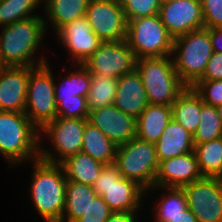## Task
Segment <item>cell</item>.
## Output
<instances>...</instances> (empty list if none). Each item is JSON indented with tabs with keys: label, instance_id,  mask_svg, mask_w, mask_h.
<instances>
[{
	"label": "cell",
	"instance_id": "6da1fadb",
	"mask_svg": "<svg viewBox=\"0 0 222 222\" xmlns=\"http://www.w3.org/2000/svg\"><path fill=\"white\" fill-rule=\"evenodd\" d=\"M46 22L42 16H37L2 27L0 33L2 66L37 67L47 63L45 57L38 61L34 56L45 35L48 26Z\"/></svg>",
	"mask_w": 222,
	"mask_h": 222
},
{
	"label": "cell",
	"instance_id": "7a4b0ae2",
	"mask_svg": "<svg viewBox=\"0 0 222 222\" xmlns=\"http://www.w3.org/2000/svg\"><path fill=\"white\" fill-rule=\"evenodd\" d=\"M33 178L30 182L32 201L38 214L46 222H60L65 206L66 181L60 164L40 158L33 161Z\"/></svg>",
	"mask_w": 222,
	"mask_h": 222
},
{
	"label": "cell",
	"instance_id": "3957f363",
	"mask_svg": "<svg viewBox=\"0 0 222 222\" xmlns=\"http://www.w3.org/2000/svg\"><path fill=\"white\" fill-rule=\"evenodd\" d=\"M41 135L25 113L0 111V153L11 166L39 158Z\"/></svg>",
	"mask_w": 222,
	"mask_h": 222
},
{
	"label": "cell",
	"instance_id": "277c9868",
	"mask_svg": "<svg viewBox=\"0 0 222 222\" xmlns=\"http://www.w3.org/2000/svg\"><path fill=\"white\" fill-rule=\"evenodd\" d=\"M212 54L209 28L193 30L173 40L174 68L186 86L192 87L203 76Z\"/></svg>",
	"mask_w": 222,
	"mask_h": 222
},
{
	"label": "cell",
	"instance_id": "5b68a950",
	"mask_svg": "<svg viewBox=\"0 0 222 222\" xmlns=\"http://www.w3.org/2000/svg\"><path fill=\"white\" fill-rule=\"evenodd\" d=\"M135 69L141 76L149 104L171 106L187 87L170 56L137 59Z\"/></svg>",
	"mask_w": 222,
	"mask_h": 222
},
{
	"label": "cell",
	"instance_id": "8992f818",
	"mask_svg": "<svg viewBox=\"0 0 222 222\" xmlns=\"http://www.w3.org/2000/svg\"><path fill=\"white\" fill-rule=\"evenodd\" d=\"M114 165L122 177L135 181L146 191L153 189L159 167L155 143L135 137L117 146Z\"/></svg>",
	"mask_w": 222,
	"mask_h": 222
},
{
	"label": "cell",
	"instance_id": "52a82bcc",
	"mask_svg": "<svg viewBox=\"0 0 222 222\" xmlns=\"http://www.w3.org/2000/svg\"><path fill=\"white\" fill-rule=\"evenodd\" d=\"M173 40L159 14L127 21L125 41L136 59L171 56Z\"/></svg>",
	"mask_w": 222,
	"mask_h": 222
},
{
	"label": "cell",
	"instance_id": "ba28073f",
	"mask_svg": "<svg viewBox=\"0 0 222 222\" xmlns=\"http://www.w3.org/2000/svg\"><path fill=\"white\" fill-rule=\"evenodd\" d=\"M92 187L113 212H138L146 193L138 183L122 177L114 164L104 165Z\"/></svg>",
	"mask_w": 222,
	"mask_h": 222
},
{
	"label": "cell",
	"instance_id": "9c48e42d",
	"mask_svg": "<svg viewBox=\"0 0 222 222\" xmlns=\"http://www.w3.org/2000/svg\"><path fill=\"white\" fill-rule=\"evenodd\" d=\"M24 113L38 130L57 118L55 79L48 63L35 67L29 75Z\"/></svg>",
	"mask_w": 222,
	"mask_h": 222
},
{
	"label": "cell",
	"instance_id": "30bf717a",
	"mask_svg": "<svg viewBox=\"0 0 222 222\" xmlns=\"http://www.w3.org/2000/svg\"><path fill=\"white\" fill-rule=\"evenodd\" d=\"M87 121L88 119L57 117L46 123L39 132L45 133L50 138L59 157L57 159L54 152L50 153L49 149H42L43 145L39 143V158L46 162L60 164L68 157L81 152L83 131Z\"/></svg>",
	"mask_w": 222,
	"mask_h": 222
},
{
	"label": "cell",
	"instance_id": "8fae6325",
	"mask_svg": "<svg viewBox=\"0 0 222 222\" xmlns=\"http://www.w3.org/2000/svg\"><path fill=\"white\" fill-rule=\"evenodd\" d=\"M182 189L198 222H222V178L203 177Z\"/></svg>",
	"mask_w": 222,
	"mask_h": 222
},
{
	"label": "cell",
	"instance_id": "7c38bea8",
	"mask_svg": "<svg viewBox=\"0 0 222 222\" xmlns=\"http://www.w3.org/2000/svg\"><path fill=\"white\" fill-rule=\"evenodd\" d=\"M85 17L103 42L125 40L127 21L121 0H89Z\"/></svg>",
	"mask_w": 222,
	"mask_h": 222
},
{
	"label": "cell",
	"instance_id": "4fadbf2b",
	"mask_svg": "<svg viewBox=\"0 0 222 222\" xmlns=\"http://www.w3.org/2000/svg\"><path fill=\"white\" fill-rule=\"evenodd\" d=\"M136 57L125 40L103 42L82 64L91 74L119 78L135 69Z\"/></svg>",
	"mask_w": 222,
	"mask_h": 222
},
{
	"label": "cell",
	"instance_id": "5bb4252c",
	"mask_svg": "<svg viewBox=\"0 0 222 222\" xmlns=\"http://www.w3.org/2000/svg\"><path fill=\"white\" fill-rule=\"evenodd\" d=\"M159 16L173 39L204 27L200 0H176L161 3Z\"/></svg>",
	"mask_w": 222,
	"mask_h": 222
},
{
	"label": "cell",
	"instance_id": "9a60e30c",
	"mask_svg": "<svg viewBox=\"0 0 222 222\" xmlns=\"http://www.w3.org/2000/svg\"><path fill=\"white\" fill-rule=\"evenodd\" d=\"M202 178L196 154L194 151H191L161 161L153 188H183Z\"/></svg>",
	"mask_w": 222,
	"mask_h": 222
},
{
	"label": "cell",
	"instance_id": "2e32d148",
	"mask_svg": "<svg viewBox=\"0 0 222 222\" xmlns=\"http://www.w3.org/2000/svg\"><path fill=\"white\" fill-rule=\"evenodd\" d=\"M63 46L69 49L75 64H83L103 43L91 30L86 17L76 18L56 32Z\"/></svg>",
	"mask_w": 222,
	"mask_h": 222
},
{
	"label": "cell",
	"instance_id": "e0dca14e",
	"mask_svg": "<svg viewBox=\"0 0 222 222\" xmlns=\"http://www.w3.org/2000/svg\"><path fill=\"white\" fill-rule=\"evenodd\" d=\"M35 67H0V111L25 112L29 75Z\"/></svg>",
	"mask_w": 222,
	"mask_h": 222
},
{
	"label": "cell",
	"instance_id": "ac0fdd59",
	"mask_svg": "<svg viewBox=\"0 0 222 222\" xmlns=\"http://www.w3.org/2000/svg\"><path fill=\"white\" fill-rule=\"evenodd\" d=\"M88 122L99 128L116 146L136 137V119L114 104L89 112Z\"/></svg>",
	"mask_w": 222,
	"mask_h": 222
},
{
	"label": "cell",
	"instance_id": "d6986e66",
	"mask_svg": "<svg viewBox=\"0 0 222 222\" xmlns=\"http://www.w3.org/2000/svg\"><path fill=\"white\" fill-rule=\"evenodd\" d=\"M148 104L141 76L136 69L118 78L114 99L118 109L137 119Z\"/></svg>",
	"mask_w": 222,
	"mask_h": 222
},
{
	"label": "cell",
	"instance_id": "ffe728a7",
	"mask_svg": "<svg viewBox=\"0 0 222 222\" xmlns=\"http://www.w3.org/2000/svg\"><path fill=\"white\" fill-rule=\"evenodd\" d=\"M155 146L157 160L160 163L194 151L195 145L193 135L172 118Z\"/></svg>",
	"mask_w": 222,
	"mask_h": 222
},
{
	"label": "cell",
	"instance_id": "44dd1931",
	"mask_svg": "<svg viewBox=\"0 0 222 222\" xmlns=\"http://www.w3.org/2000/svg\"><path fill=\"white\" fill-rule=\"evenodd\" d=\"M172 118L171 106L148 104L136 119V137L143 141L156 143Z\"/></svg>",
	"mask_w": 222,
	"mask_h": 222
},
{
	"label": "cell",
	"instance_id": "7402d4cb",
	"mask_svg": "<svg viewBox=\"0 0 222 222\" xmlns=\"http://www.w3.org/2000/svg\"><path fill=\"white\" fill-rule=\"evenodd\" d=\"M172 116L184 129L192 135L197 131L200 124L202 99L200 95L187 86L171 105Z\"/></svg>",
	"mask_w": 222,
	"mask_h": 222
},
{
	"label": "cell",
	"instance_id": "603a6c76",
	"mask_svg": "<svg viewBox=\"0 0 222 222\" xmlns=\"http://www.w3.org/2000/svg\"><path fill=\"white\" fill-rule=\"evenodd\" d=\"M65 178L69 181L93 185L98 178L104 164L90 155L81 152L76 153L60 163Z\"/></svg>",
	"mask_w": 222,
	"mask_h": 222
},
{
	"label": "cell",
	"instance_id": "cb8c5ba5",
	"mask_svg": "<svg viewBox=\"0 0 222 222\" xmlns=\"http://www.w3.org/2000/svg\"><path fill=\"white\" fill-rule=\"evenodd\" d=\"M96 195L91 185L67 180L65 206L60 222H75L85 213Z\"/></svg>",
	"mask_w": 222,
	"mask_h": 222
},
{
	"label": "cell",
	"instance_id": "d4e9b609",
	"mask_svg": "<svg viewBox=\"0 0 222 222\" xmlns=\"http://www.w3.org/2000/svg\"><path fill=\"white\" fill-rule=\"evenodd\" d=\"M81 151L104 165H111L115 161L117 146L99 128L87 121L83 131Z\"/></svg>",
	"mask_w": 222,
	"mask_h": 222
},
{
	"label": "cell",
	"instance_id": "484cf974",
	"mask_svg": "<svg viewBox=\"0 0 222 222\" xmlns=\"http://www.w3.org/2000/svg\"><path fill=\"white\" fill-rule=\"evenodd\" d=\"M45 14L56 32L65 24L85 16L89 0H44Z\"/></svg>",
	"mask_w": 222,
	"mask_h": 222
},
{
	"label": "cell",
	"instance_id": "4316f807",
	"mask_svg": "<svg viewBox=\"0 0 222 222\" xmlns=\"http://www.w3.org/2000/svg\"><path fill=\"white\" fill-rule=\"evenodd\" d=\"M203 177L222 178V137L194 146Z\"/></svg>",
	"mask_w": 222,
	"mask_h": 222
},
{
	"label": "cell",
	"instance_id": "83f0119b",
	"mask_svg": "<svg viewBox=\"0 0 222 222\" xmlns=\"http://www.w3.org/2000/svg\"><path fill=\"white\" fill-rule=\"evenodd\" d=\"M79 70L70 72L60 82L55 84V101L77 100L80 96H88L91 85V73L82 65Z\"/></svg>",
	"mask_w": 222,
	"mask_h": 222
},
{
	"label": "cell",
	"instance_id": "f1b7e54d",
	"mask_svg": "<svg viewBox=\"0 0 222 222\" xmlns=\"http://www.w3.org/2000/svg\"><path fill=\"white\" fill-rule=\"evenodd\" d=\"M118 78L106 77L101 73L91 74V85L87 96L89 112L114 104Z\"/></svg>",
	"mask_w": 222,
	"mask_h": 222
},
{
	"label": "cell",
	"instance_id": "f546056e",
	"mask_svg": "<svg viewBox=\"0 0 222 222\" xmlns=\"http://www.w3.org/2000/svg\"><path fill=\"white\" fill-rule=\"evenodd\" d=\"M220 137H222V121L217 108L202 101L200 124L193 135L194 145Z\"/></svg>",
	"mask_w": 222,
	"mask_h": 222
},
{
	"label": "cell",
	"instance_id": "4dcf8cb0",
	"mask_svg": "<svg viewBox=\"0 0 222 222\" xmlns=\"http://www.w3.org/2000/svg\"><path fill=\"white\" fill-rule=\"evenodd\" d=\"M166 194L160 197L155 208L156 222H169L185 211L187 206L186 195L182 188H164Z\"/></svg>",
	"mask_w": 222,
	"mask_h": 222
},
{
	"label": "cell",
	"instance_id": "1f68e13d",
	"mask_svg": "<svg viewBox=\"0 0 222 222\" xmlns=\"http://www.w3.org/2000/svg\"><path fill=\"white\" fill-rule=\"evenodd\" d=\"M41 2L42 0H0V26L39 16L31 13Z\"/></svg>",
	"mask_w": 222,
	"mask_h": 222
},
{
	"label": "cell",
	"instance_id": "d6a6232c",
	"mask_svg": "<svg viewBox=\"0 0 222 222\" xmlns=\"http://www.w3.org/2000/svg\"><path fill=\"white\" fill-rule=\"evenodd\" d=\"M126 21L159 14L160 0H121Z\"/></svg>",
	"mask_w": 222,
	"mask_h": 222
},
{
	"label": "cell",
	"instance_id": "836d02e7",
	"mask_svg": "<svg viewBox=\"0 0 222 222\" xmlns=\"http://www.w3.org/2000/svg\"><path fill=\"white\" fill-rule=\"evenodd\" d=\"M192 87L204 103L214 107L222 104V80L197 81Z\"/></svg>",
	"mask_w": 222,
	"mask_h": 222
},
{
	"label": "cell",
	"instance_id": "e575fe53",
	"mask_svg": "<svg viewBox=\"0 0 222 222\" xmlns=\"http://www.w3.org/2000/svg\"><path fill=\"white\" fill-rule=\"evenodd\" d=\"M57 117L88 119L87 97L80 96L77 100L56 101Z\"/></svg>",
	"mask_w": 222,
	"mask_h": 222
},
{
	"label": "cell",
	"instance_id": "d590c367",
	"mask_svg": "<svg viewBox=\"0 0 222 222\" xmlns=\"http://www.w3.org/2000/svg\"><path fill=\"white\" fill-rule=\"evenodd\" d=\"M113 213L100 195H96L85 213L75 222H106Z\"/></svg>",
	"mask_w": 222,
	"mask_h": 222
},
{
	"label": "cell",
	"instance_id": "8d00e7d4",
	"mask_svg": "<svg viewBox=\"0 0 222 222\" xmlns=\"http://www.w3.org/2000/svg\"><path fill=\"white\" fill-rule=\"evenodd\" d=\"M202 5L204 27H222V0H200Z\"/></svg>",
	"mask_w": 222,
	"mask_h": 222
},
{
	"label": "cell",
	"instance_id": "74e56055",
	"mask_svg": "<svg viewBox=\"0 0 222 222\" xmlns=\"http://www.w3.org/2000/svg\"><path fill=\"white\" fill-rule=\"evenodd\" d=\"M209 80H222V53L213 52L203 76L198 81Z\"/></svg>",
	"mask_w": 222,
	"mask_h": 222
},
{
	"label": "cell",
	"instance_id": "f35d334b",
	"mask_svg": "<svg viewBox=\"0 0 222 222\" xmlns=\"http://www.w3.org/2000/svg\"><path fill=\"white\" fill-rule=\"evenodd\" d=\"M213 52L222 53V27L209 28Z\"/></svg>",
	"mask_w": 222,
	"mask_h": 222
},
{
	"label": "cell",
	"instance_id": "ab89813d",
	"mask_svg": "<svg viewBox=\"0 0 222 222\" xmlns=\"http://www.w3.org/2000/svg\"><path fill=\"white\" fill-rule=\"evenodd\" d=\"M136 212H113L106 222H136Z\"/></svg>",
	"mask_w": 222,
	"mask_h": 222
},
{
	"label": "cell",
	"instance_id": "60d3db41",
	"mask_svg": "<svg viewBox=\"0 0 222 222\" xmlns=\"http://www.w3.org/2000/svg\"><path fill=\"white\" fill-rule=\"evenodd\" d=\"M169 222H198L190 209L180 212V215L171 219Z\"/></svg>",
	"mask_w": 222,
	"mask_h": 222
},
{
	"label": "cell",
	"instance_id": "b9f144b4",
	"mask_svg": "<svg viewBox=\"0 0 222 222\" xmlns=\"http://www.w3.org/2000/svg\"><path fill=\"white\" fill-rule=\"evenodd\" d=\"M216 108H217V111H218L219 117H220V119H221V121H222V104L219 105V106H217Z\"/></svg>",
	"mask_w": 222,
	"mask_h": 222
},
{
	"label": "cell",
	"instance_id": "7bdbcfd3",
	"mask_svg": "<svg viewBox=\"0 0 222 222\" xmlns=\"http://www.w3.org/2000/svg\"><path fill=\"white\" fill-rule=\"evenodd\" d=\"M172 1H176V0H160L161 3L172 2Z\"/></svg>",
	"mask_w": 222,
	"mask_h": 222
}]
</instances>
